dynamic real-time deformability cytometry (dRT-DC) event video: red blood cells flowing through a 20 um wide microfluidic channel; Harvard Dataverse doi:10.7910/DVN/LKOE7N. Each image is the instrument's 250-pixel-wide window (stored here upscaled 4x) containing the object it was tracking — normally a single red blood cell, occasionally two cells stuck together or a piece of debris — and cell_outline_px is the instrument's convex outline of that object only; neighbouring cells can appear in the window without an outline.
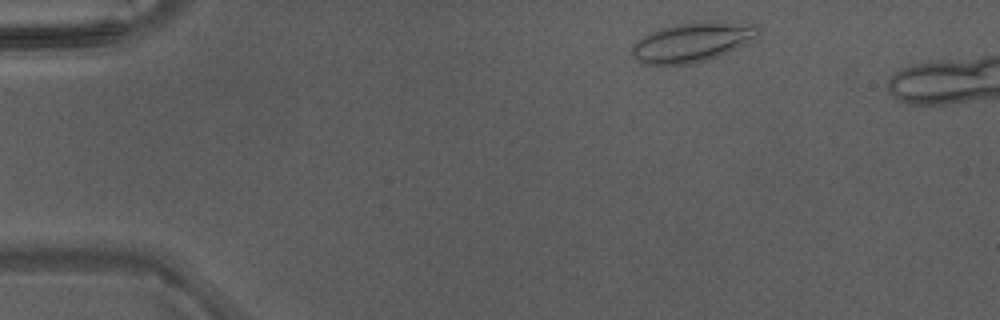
{"species": "Egyptian fruit bat (a non-hibernating species)", "species_latin": "Rousettus aegyptiacus", "temperature_condition": "warm", "stored_images_in_passage": 38, "camera_frame_rate_fps": 3000, "um_per_image_px": 0.085, "animal": {"sex": "male"}, "frame": {"image": 1, "passage_image": 2, "time_ms": 0.333, "image_size_px": [1000, 320], "cell_outline_px": [[760, 36], [748, 44], [716, 56], [704, 60], [688, 64], [644, 64], [632, 56], [632, 44], [636, 40], [648, 32], [660, 28], [676, 24], [708, 20], [756, 24], [760, 28]], "centroid_in_image_um": [58.88, 3.55], "position_along_channel_um": 26.1, "area_um2": 29.36}}
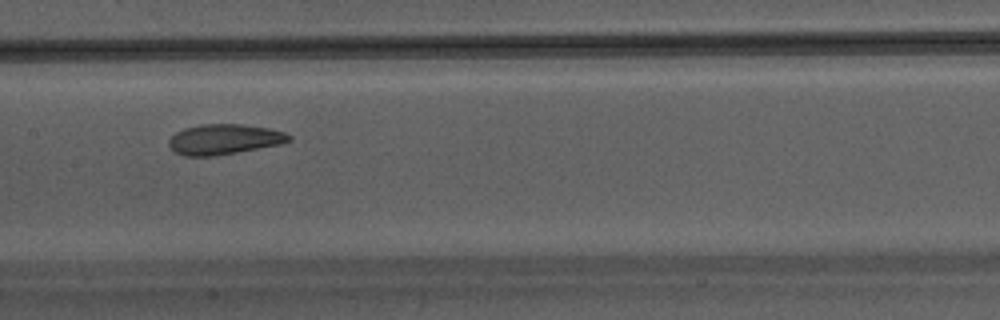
{"frame": {"image": 2, "passage_image": 18, "time_ms": 5.667, "image_size_px": [1000, 320], "cell_outline_px": [[292, 140], [280, 144], [216, 156], [184, 156], [176, 152], [168, 144], [168, 140], [176, 132], [184, 128], [204, 124], [240, 124], [268, 128], [284, 132], [292, 136]], "centroid_in_image_um": [19.05, 11.84], "position_along_channel_um": 188.3, "area_um2": 21.1}}
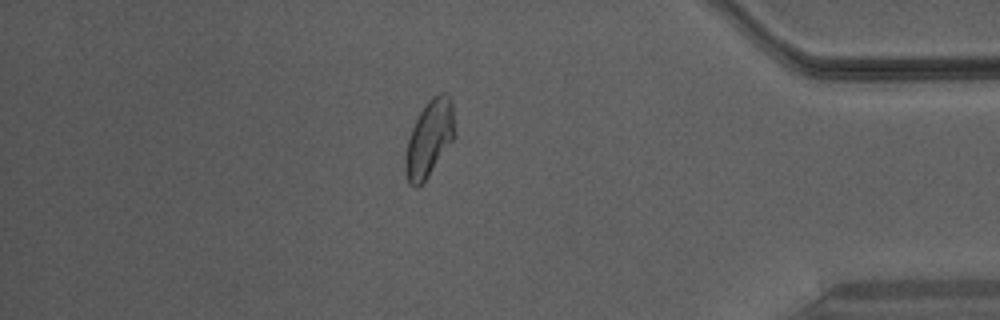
{"frame": {"image": 3, "passage_image": 34, "time_ms": 11.0, "image_size_px": [1000, 320], "cell_outline_px": [[456, 136], [428, 176], [416, 188], [408, 184], [404, 172], [404, 156], [408, 140], [412, 128], [420, 112], [428, 100], [432, 96], [440, 92], [448, 92], [452, 96], [456, 132]], "centroid_in_image_um": [36.51, 11.73], "position_along_channel_um": 398.7, "area_um2": 22.43}}